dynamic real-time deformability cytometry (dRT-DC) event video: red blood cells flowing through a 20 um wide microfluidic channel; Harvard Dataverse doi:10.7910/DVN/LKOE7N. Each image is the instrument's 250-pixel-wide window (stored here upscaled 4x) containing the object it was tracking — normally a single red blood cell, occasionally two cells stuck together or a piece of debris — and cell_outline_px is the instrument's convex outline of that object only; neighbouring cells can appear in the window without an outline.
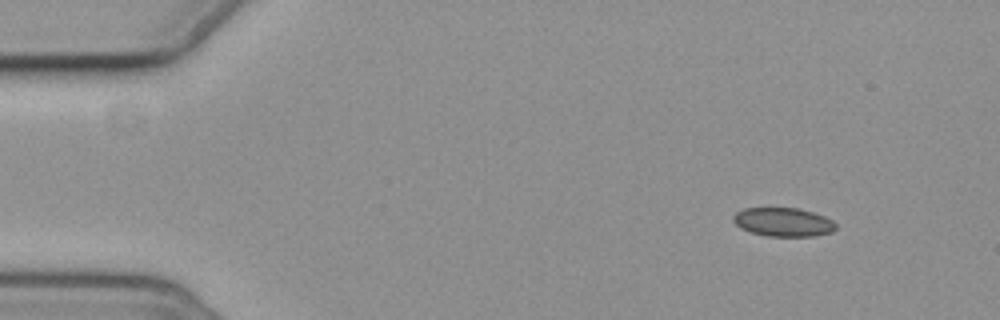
{"species": "common noctule bat (a hibernating species)", "species_latin": "Nyctalus noctula", "temperature_condition": "cold", "stored_images_in_passage": 4, "camera_frame_rate_fps": 3000, "um_per_image_px": 0.085, "animal": {"sex": "female", "body_mass_g": 19.3, "forearm_length_mm": 54.1}, "frame": {"image": 1, "passage_image": 1, "time_ms": 0.0, "image_size_px": [1000, 320], "cell_outline_px": [[836, 228], [832, 232], [816, 236], [768, 236], [752, 232], [740, 228], [732, 220], [732, 216], [736, 212], [744, 208], [796, 208], [812, 212], [824, 216], [832, 220], [836, 224]], "centroid_in_image_um": [66.57, 18.88], "position_along_channel_um": 18.4, "area_um2": 17.17}}
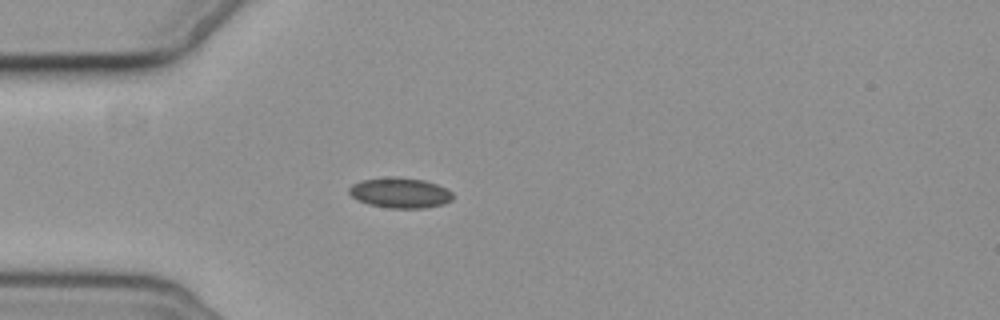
{"frame": {"image": 2, "passage_image": 4, "time_ms": 3.333, "image_size_px": [1000, 320], "cell_outline_px": [[452, 200], [444, 204], [424, 208], [388, 208], [368, 204], [356, 200], [348, 192], [348, 188], [352, 184], [360, 180], [392, 176], [424, 180], [436, 184], [452, 192]], "centroid_in_image_um": [33.97, 16.39], "position_along_channel_um": 51.0, "area_um2": 18.44}}